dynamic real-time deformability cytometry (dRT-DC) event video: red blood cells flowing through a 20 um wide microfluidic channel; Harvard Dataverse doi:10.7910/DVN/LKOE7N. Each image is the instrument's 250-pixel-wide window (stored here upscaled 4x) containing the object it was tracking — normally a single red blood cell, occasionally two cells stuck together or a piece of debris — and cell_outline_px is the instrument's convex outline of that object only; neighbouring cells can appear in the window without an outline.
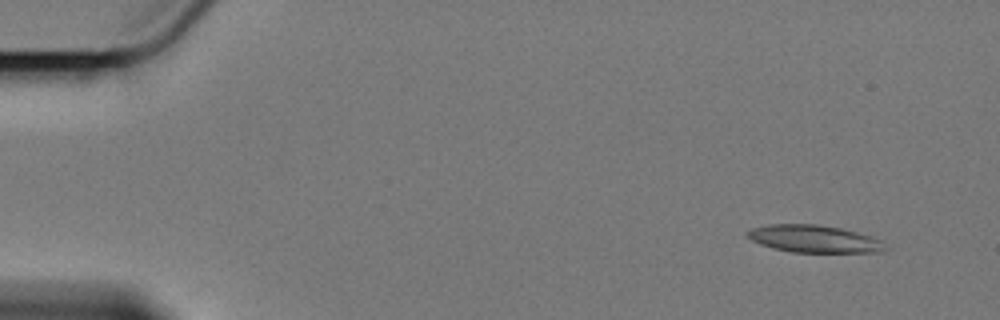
{"species": "Egyptian fruit bat (a non-hibernating species)", "species_latin": "Rousettus aegyptiacus", "temperature_condition": "cold", "stored_images_in_passage": 56, "camera_frame_rate_fps": 3000, "um_per_image_px": 0.085, "animal": {"sex": "female"}, "frame": {"image": 1, "passage_image": 1, "time_ms": 0.0, "image_size_px": [1000, 320], "cell_outline_px": [[888, 248], [884, 252], [792, 252], [772, 248], [760, 244], [744, 236], [744, 232], [752, 228], [768, 224], [816, 224], [840, 228], [872, 236], [884, 240]], "centroid_in_image_um": [69.21, 20.3], "position_along_channel_um": 15.8, "area_um2": 22.31}}
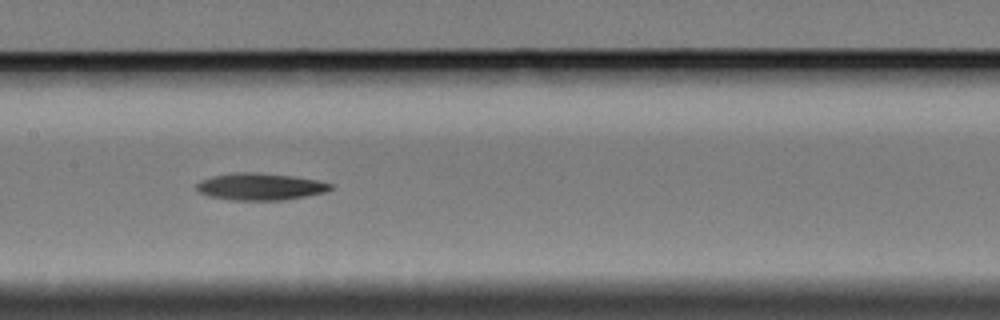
{"frame": {"image": 2, "passage_image": 26, "time_ms": 8.333, "image_size_px": [1000, 320], "cell_outline_px": [[332, 188], [328, 192], [284, 200], [228, 200], [208, 196], [196, 192], [196, 184], [200, 180], [212, 176], [236, 172], [260, 172], [292, 176], [320, 180], [332, 184]], "centroid_in_image_um": [22.1, 15.86], "position_along_channel_um": 185.3, "area_um2": 21.44}}
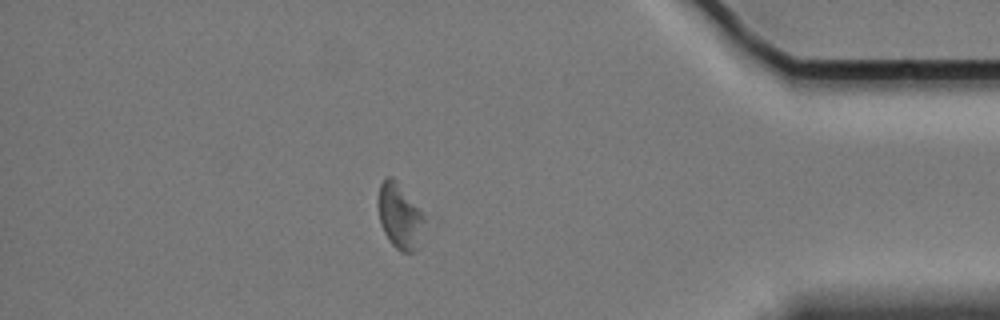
{"frame": {"image": 3, "passage_image": 48, "time_ms": 15.667, "image_size_px": [1000, 320], "cell_outline_px": [[428, 216], [416, 248], [412, 252], [400, 252], [392, 244], [384, 232], [380, 224], [380, 184], [388, 176], [392, 176], [396, 180]], "centroid_in_image_um": [34.04, 18.37], "position_along_channel_um": 401.2, "area_um2": 17.46}, "authors_computed_cell_mechanics": {"area_um2": 21.2415, "velocity_mm_per_s": 3.3811, "shape_relaxation_time_tau1_ms": 4.774, "shape_relaxation_time_tau2_ms": null, "deformation_change_tau1": 0.112, "deformation_change_tau2": null}}